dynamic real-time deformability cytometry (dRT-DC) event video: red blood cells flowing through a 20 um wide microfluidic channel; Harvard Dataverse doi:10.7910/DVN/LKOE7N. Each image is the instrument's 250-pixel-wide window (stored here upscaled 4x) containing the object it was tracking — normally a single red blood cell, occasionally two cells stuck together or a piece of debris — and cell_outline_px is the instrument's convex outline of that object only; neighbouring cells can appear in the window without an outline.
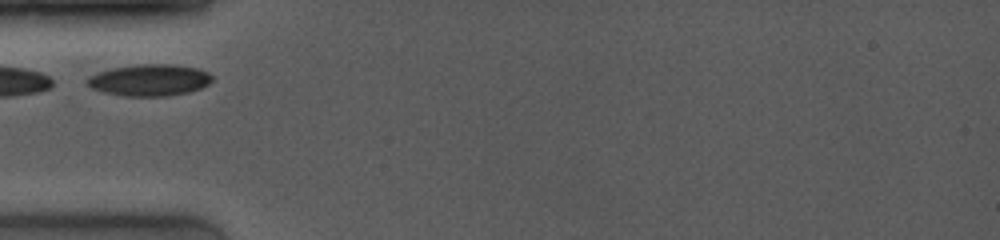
{"species": "common noctule bat (a hibernating species)", "species_latin": "Nyctalus noctula", "temperature_condition": "room temperature", "stored_images_in_passage": 20, "camera_frame_rate_fps": 4000, "um_per_image_px": 0.085, "animal": {"sex": "female", "body_mass_g": 19.0, "forearm_length_mm": 53.3}, "frame": {"image": 1, "passage_image": 1, "time_ms": 0.0, "image_size_px": [1000, 240], "cell_outline_px": [[212, 80], [208, 84], [200, 88], [188, 92], [168, 96], [124, 96], [104, 92], [92, 88], [84, 80], [88, 76], [112, 68], [140, 64], [168, 64], [200, 68], [208, 72], [212, 76]], "centroid_in_image_um": [12.71, 6.81], "position_along_channel_um": 72.3, "area_um2": 23.0}}